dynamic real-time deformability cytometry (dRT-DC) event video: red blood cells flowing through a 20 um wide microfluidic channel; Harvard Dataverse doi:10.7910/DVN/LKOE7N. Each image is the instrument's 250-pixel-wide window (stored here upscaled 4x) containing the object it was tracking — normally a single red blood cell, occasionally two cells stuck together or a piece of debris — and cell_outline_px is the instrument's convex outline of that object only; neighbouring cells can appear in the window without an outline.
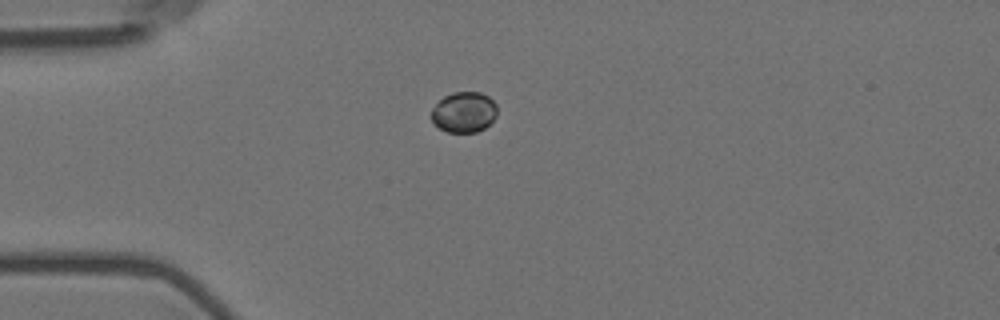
{"species": "Egyptian fruit bat (a non-hibernating species)", "species_latin": "Rousettus aegyptiacus", "temperature_condition": "room temperature", "stored_images_in_passage": 5, "camera_frame_rate_fps": 3000, "um_per_image_px": 0.085, "animal": {"sex": "female"}, "frame": {"image": 1, "passage_image": 1, "time_ms": 0.0, "image_size_px": [1000, 320], "cell_outline_px": [[496, 116], [484, 128], [476, 132], [448, 132], [440, 128], [432, 120], [432, 108], [444, 96], [452, 92], [480, 92], [488, 96], [496, 104]], "centroid_in_image_um": [39.44, 9.52], "position_along_channel_um": 45.6, "area_um2": 15.37}}
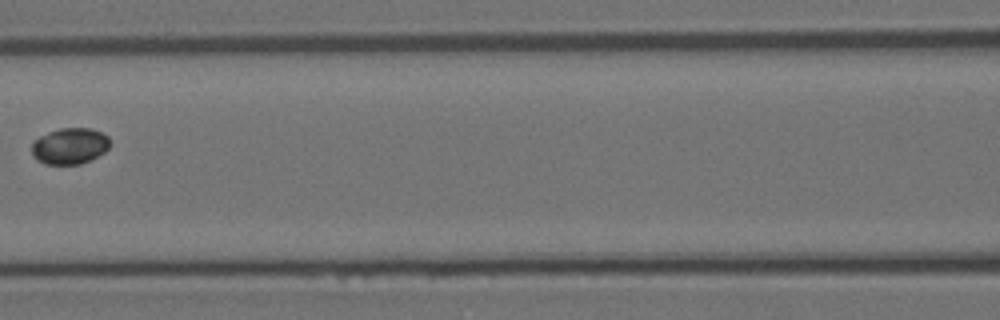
{"frame": {"image": 2, "passage_image": 4, "time_ms": 1.0, "image_size_px": [1000, 320], "cell_outline_px": [[112, 144], [104, 152], [80, 164], [44, 164], [36, 160], [32, 156], [32, 144], [40, 136], [48, 132], [60, 128], [92, 128], [108, 136]], "centroid_in_image_um": [5.93, 12.41], "position_along_channel_um": 160.7, "area_um2": 16.53}}
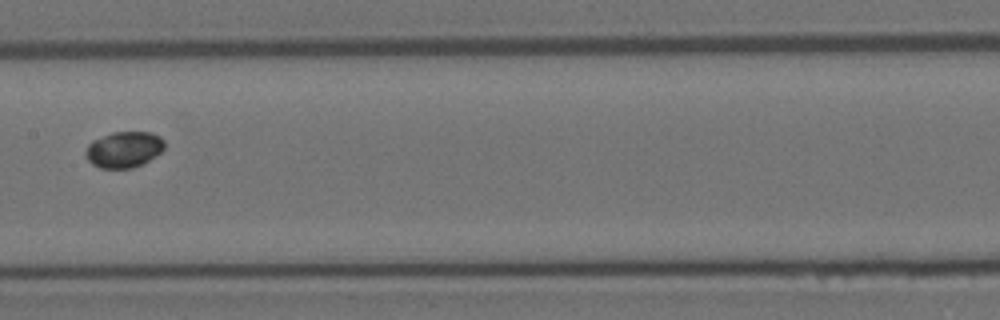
{"frame": {"image": 3, "passage_image": 5, "time_ms": 1.333, "image_size_px": [1000, 320], "cell_outline_px": [[164, 148], [160, 152], [148, 160], [132, 168], [100, 168], [92, 164], [88, 160], [84, 152], [88, 144], [92, 140], [112, 132], [152, 132], [160, 136], [164, 140]], "centroid_in_image_um": [10.51, 12.69], "position_along_channel_um": 196.9, "area_um2": 16.53}}